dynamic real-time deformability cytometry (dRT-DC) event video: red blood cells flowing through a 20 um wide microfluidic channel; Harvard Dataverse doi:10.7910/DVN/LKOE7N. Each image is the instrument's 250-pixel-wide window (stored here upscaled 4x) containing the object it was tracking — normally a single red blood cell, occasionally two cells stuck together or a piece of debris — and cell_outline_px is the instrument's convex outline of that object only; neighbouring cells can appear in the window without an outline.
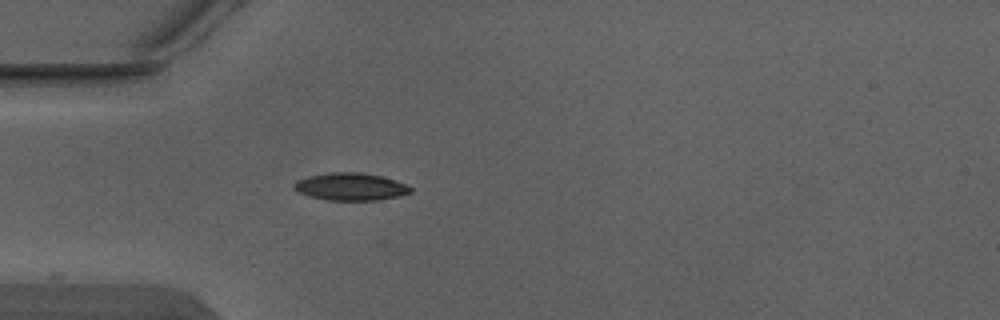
{"species": "Egyptian fruit bat (a non-hibernating species)", "species_latin": "Rousettus aegyptiacus", "temperature_condition": "warm", "stored_images_in_passage": 3, "camera_frame_rate_fps": 3000, "um_per_image_px": 0.085, "animal": {"sex": "male"}, "frame": {"image": 1, "passage_image": 3, "time_ms": 0.667, "image_size_px": [1000, 320], "cell_outline_px": [[412, 192], [400, 196], [376, 200], [328, 200], [308, 196], [296, 192], [292, 188], [292, 184], [296, 180], [308, 176], [328, 172], [360, 172], [380, 176], [408, 184], [412, 188]], "centroid_in_image_um": [29.76, 15.86], "position_along_channel_um": 55.2, "area_um2": 18.9}}